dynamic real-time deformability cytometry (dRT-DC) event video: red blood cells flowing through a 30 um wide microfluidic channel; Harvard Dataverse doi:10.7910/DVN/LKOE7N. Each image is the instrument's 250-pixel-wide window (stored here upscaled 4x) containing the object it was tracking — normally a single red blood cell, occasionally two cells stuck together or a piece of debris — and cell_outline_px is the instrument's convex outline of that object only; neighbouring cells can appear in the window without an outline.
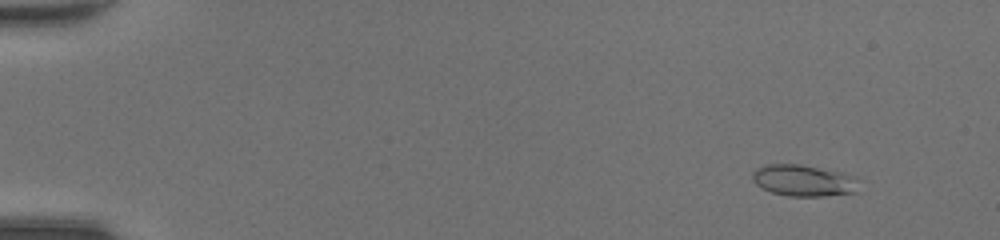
{"species": "common noctule bat (a hibernating species)", "species_latin": "Nyctalus noctula", "temperature_condition": "room temperature", "stored_images_in_passage": 49, "camera_frame_rate_fps": 3000, "um_per_image_px": 0.085, "animal": {"sex": "female", "body_mass_g": 20.0, "forearm_length_mm": 54.0}, "frame": {"image": 1, "passage_image": 6, "time_ms": 1.667, "image_size_px": [1000, 240], "cell_outline_px": [[864, 180], [856, 192], [824, 196], [788, 196], [772, 192], [756, 184], [752, 180], [752, 172], [768, 164], [800, 164], [840, 172], [856, 176]], "centroid_in_image_um": [68.4, 15.35], "position_along_channel_um": 16.6, "area_um2": 19.71}}
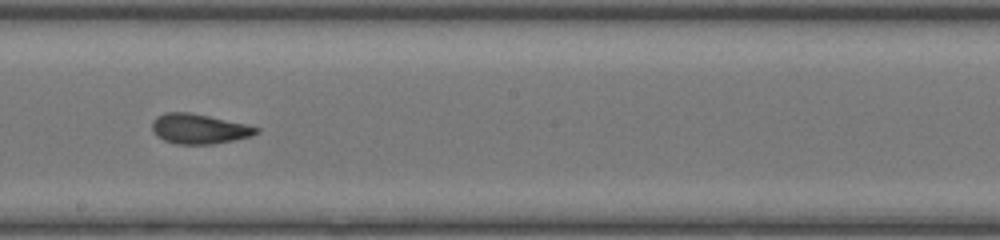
{"frame": {"image": 2, "passage_image": 30, "time_ms": 9.667, "image_size_px": [1000, 240], "cell_outline_px": [[260, 132], [252, 136], [212, 144], [176, 144], [164, 140], [156, 136], [152, 128], [152, 120], [156, 116], [164, 112], [188, 112], [248, 124], [260, 128]], "centroid_in_image_um": [16.92, 10.94], "position_along_channel_um": 231.3, "area_um2": 18.26}}
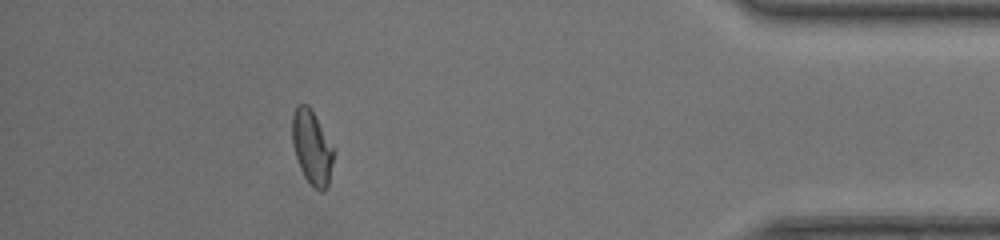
{"frame": {"image": 3, "passage_image": 45, "time_ms": 14.667, "image_size_px": [1000, 240], "cell_outline_px": [[336, 152], [328, 184], [324, 192], [320, 192], [304, 176], [300, 168], [292, 144], [292, 116], [296, 104], [308, 104], [336, 148]], "centroid_in_image_um": [26.55, 12.5], "position_along_channel_um": 408.7, "area_um2": 18.26}, "authors_computed_cell_mechanics": {"area_um2": 18.2648, "velocity_mm_per_s": 4.4194, "shape_relaxation_time_tau1_ms": 9.6221, "shape_relaxation_time_tau2_ms": 0.7323, "deformation_change_tau1": 0.242, "deformation_change_tau2": 0.0713}}